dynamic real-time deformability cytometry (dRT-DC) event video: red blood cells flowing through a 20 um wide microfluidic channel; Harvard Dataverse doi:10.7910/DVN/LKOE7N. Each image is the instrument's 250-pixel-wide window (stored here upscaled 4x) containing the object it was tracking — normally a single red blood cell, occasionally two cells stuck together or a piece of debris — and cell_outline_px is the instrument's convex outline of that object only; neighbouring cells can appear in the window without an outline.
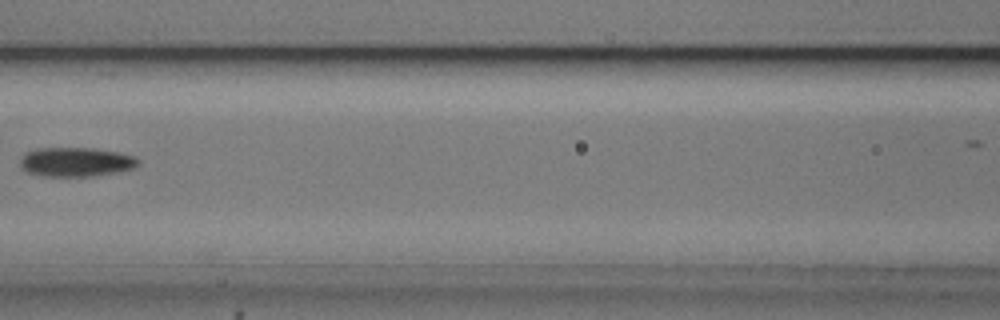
{"species": "common noctule bat (a hibernating species)", "species_latin": "Nyctalus noctula", "temperature_condition": "cold", "stored_images_in_passage": 9, "camera_frame_rate_fps": 3000, "um_per_image_px": 0.085, "animal": {"sex": "male", "body_mass_g": 20.5, "forearm_length_mm": 52.5}, "frame": {"image": 1, "passage_image": 7, "time_ms": 7.0, "image_size_px": [1000, 320], "cell_outline_px": [[140, 164], [132, 168], [120, 172], [92, 176], [40, 176], [24, 172], [20, 168], [20, 160], [24, 152], [36, 148], [96, 148], [120, 152], [136, 156], [140, 160]], "centroid_in_image_um": [6.44, 13.76], "position_along_channel_um": 160.2, "area_um2": 20.63}}
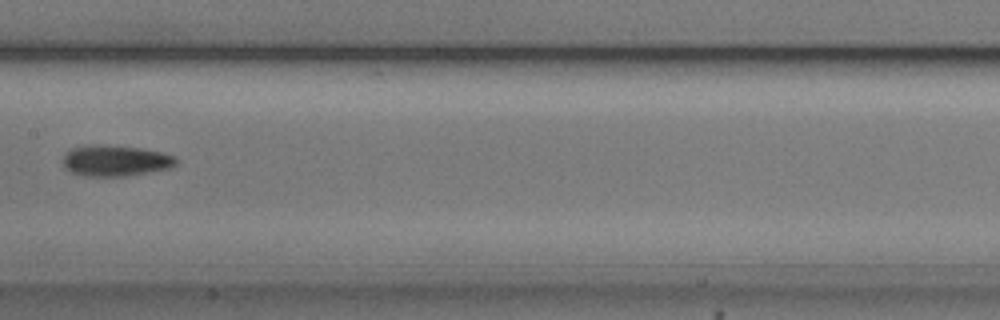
{"frame": {"image": 2, "passage_image": 8, "time_ms": 8.0, "image_size_px": [1000, 320], "cell_outline_px": [[180, 160], [172, 168], [124, 176], [84, 176], [72, 172], [64, 168], [64, 152], [68, 148], [88, 144], [96, 144], [144, 148], [176, 156]], "centroid_in_image_um": [9.81, 13.64], "position_along_channel_um": 197.6, "area_um2": 20.81}}